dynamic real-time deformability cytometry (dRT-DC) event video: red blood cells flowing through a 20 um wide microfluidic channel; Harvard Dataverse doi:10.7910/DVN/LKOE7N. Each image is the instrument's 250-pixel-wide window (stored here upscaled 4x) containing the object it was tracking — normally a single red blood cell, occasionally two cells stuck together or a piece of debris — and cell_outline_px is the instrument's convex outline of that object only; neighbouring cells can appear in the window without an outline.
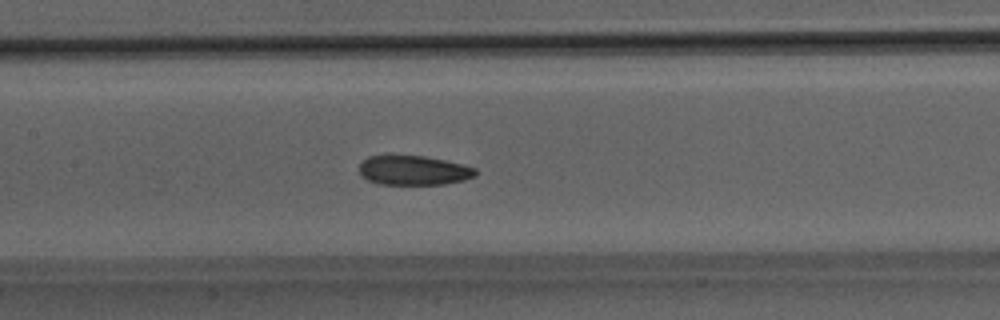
{"species": "Egyptian fruit bat (a non-hibernating species)", "species_latin": "Rousettus aegyptiacus", "temperature_condition": "room temperature", "stored_images_in_passage": 44, "camera_frame_rate_fps": 3000, "um_per_image_px": 0.085, "animal": {"sex": "male"}, "frame": {"image": 1, "passage_image": 18, "time_ms": 5.667, "image_size_px": [1000, 320], "cell_outline_px": [[476, 176], [464, 180], [444, 184], [380, 184], [368, 180], [360, 176], [360, 164], [368, 156], [424, 156], [444, 160], [476, 168]], "centroid_in_image_um": [35.15, 14.49], "position_along_channel_um": 172.2, "area_um2": 19.77}}
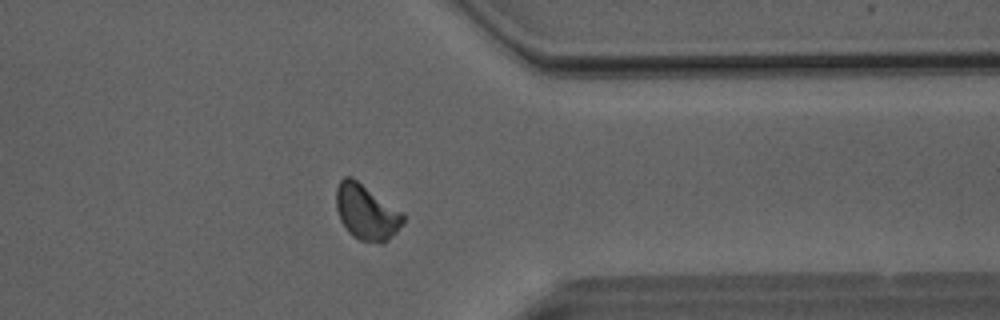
{"frame": {"image": 2, "passage_image": 34, "time_ms": 11.0, "image_size_px": [1000, 320], "cell_outline_px": [[404, 224], [396, 232], [380, 244], [360, 240], [352, 236], [348, 232], [340, 220], [336, 208], [336, 188], [340, 180], [344, 176], [352, 176], [404, 212]], "centroid_in_image_um": [31.14, 18.01], "position_along_channel_um": 380.3, "area_um2": 21.91}}
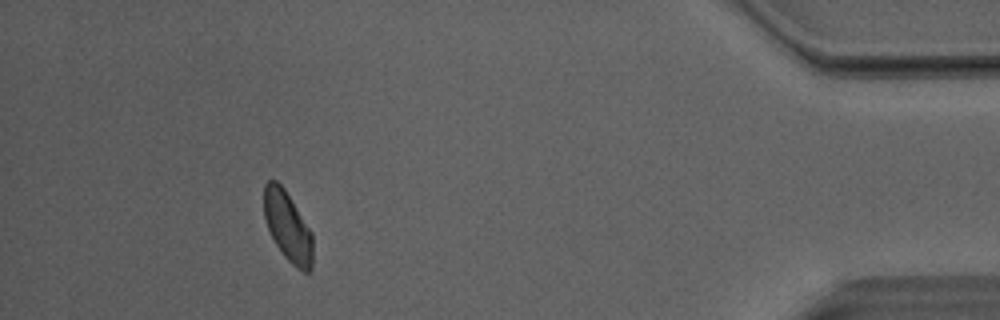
{"frame": {"image": 3, "passage_image": 40, "time_ms": 13.0, "image_size_px": [1000, 320], "cell_outline_px": [[312, 268], [308, 272], [304, 272], [296, 268], [284, 256], [276, 244], [268, 228], [264, 216], [264, 184], [268, 180], [276, 180], [284, 188], [312, 232]], "centroid_in_image_um": [24.46, 19.25], "position_along_channel_um": 410.7, "area_um2": 19.71}, "authors_computed_cell_mechanics": {"area_um2": 20.8369, "velocity_mm_per_s": 4.0421, "shape_relaxation_time_tau1_ms": 9.8535, "shape_relaxation_time_tau2_ms": 2.9588, "deformation_change_tau1": 0.153, "deformation_change_tau2": 0.0912}}